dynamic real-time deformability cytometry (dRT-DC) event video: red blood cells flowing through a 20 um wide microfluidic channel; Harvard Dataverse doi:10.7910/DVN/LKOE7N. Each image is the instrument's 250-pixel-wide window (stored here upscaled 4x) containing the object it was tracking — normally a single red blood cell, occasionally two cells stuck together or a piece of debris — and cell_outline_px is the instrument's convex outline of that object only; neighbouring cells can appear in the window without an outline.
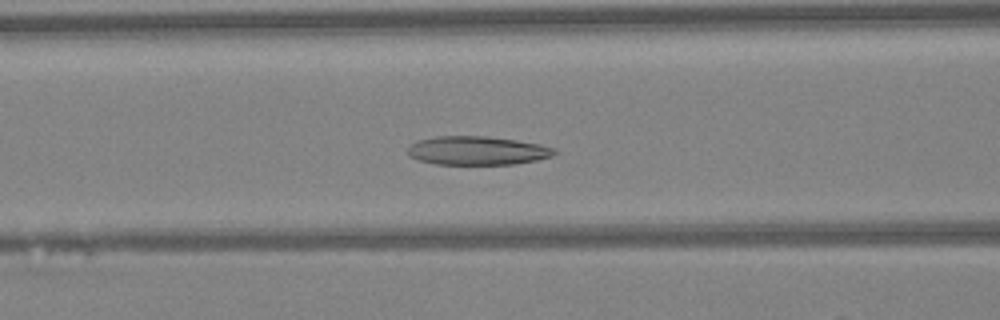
{"species": "Egyptian fruit bat (a non-hibernating species)", "species_latin": "Rousettus aegyptiacus", "temperature_condition": "warm", "stored_images_in_passage": 47, "camera_frame_rate_fps": 3000, "um_per_image_px": 0.085, "animal": {"sex": "female"}, "frame": {"image": 1, "passage_image": 19, "time_ms": 6.0, "image_size_px": [1000, 320], "cell_outline_px": [[556, 152], [552, 156], [536, 160], [516, 164], [436, 164], [420, 160], [408, 156], [408, 148], [416, 140], [436, 136], [484, 136], [516, 140], [540, 144], [556, 148]], "centroid_in_image_um": [40.57, 12.8], "position_along_channel_um": 126.0, "area_um2": 24.51}}
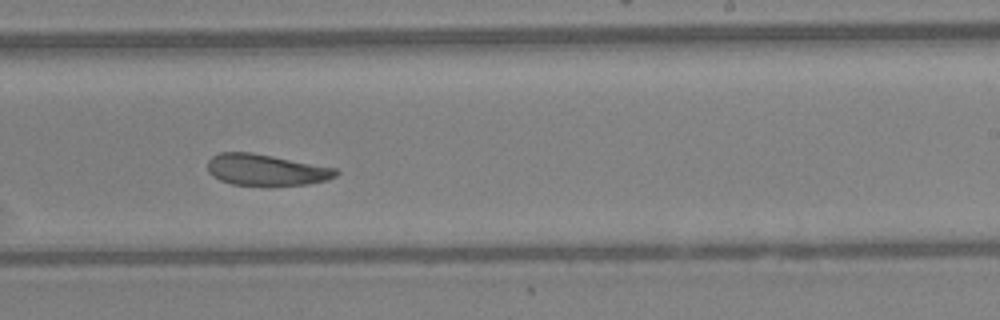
{"frame": {"image": 2, "passage_image": 29, "time_ms": 9.333, "image_size_px": [1000, 320], "cell_outline_px": [[340, 172], [336, 176], [328, 180], [308, 184], [232, 184], [220, 180], [212, 176], [208, 172], [208, 160], [212, 156], [220, 152], [252, 152], [336, 168]], "centroid_in_image_um": [22.61, 14.42], "position_along_channel_um": 266.4, "area_um2": 23.12}}
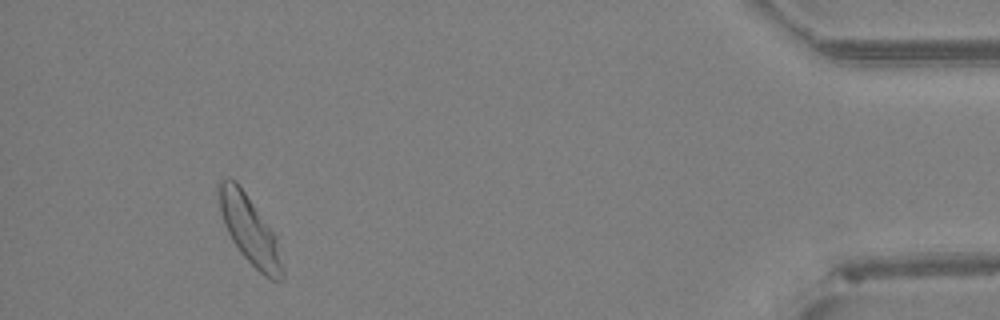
{"frame": {"image": 3, "passage_image": 44, "time_ms": 14.333, "image_size_px": [1000, 320], "cell_outline_px": [[284, 280], [272, 280], [264, 276], [240, 252], [232, 240], [224, 224], [220, 212], [216, 192], [216, 184], [220, 180], [236, 180], [276, 236], [284, 268]], "centroid_in_image_um": [21.2, 19.55], "position_along_channel_um": 414.0, "area_um2": 25.14}, "authors_computed_cell_mechanics": {"area_um2": 24.565, "velocity_mm_per_s": 4.2252, "shape_relaxation_time_tau1_ms": 5.786, "shape_relaxation_time_tau2_ms": 6.5629, "deformation_change_tau1": 0.1277, "deformation_change_tau2": 0.1603}}